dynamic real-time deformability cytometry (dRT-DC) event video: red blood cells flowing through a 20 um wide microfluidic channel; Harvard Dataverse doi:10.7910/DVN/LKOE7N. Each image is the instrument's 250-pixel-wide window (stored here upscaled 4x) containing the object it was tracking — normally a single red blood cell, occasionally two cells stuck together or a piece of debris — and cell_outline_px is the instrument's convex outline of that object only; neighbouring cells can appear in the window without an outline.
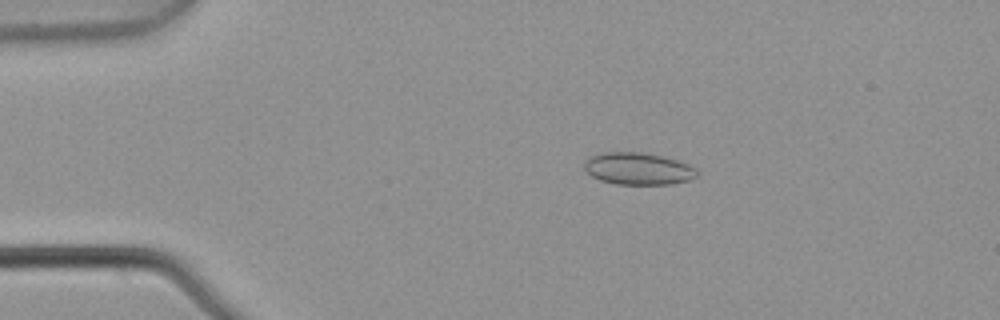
{"species": "common noctule bat (a hibernating species)", "species_latin": "Nyctalus noctula", "temperature_condition": "warm", "stored_images_in_passage": 6, "camera_frame_rate_fps": 3000, "um_per_image_px": 0.085, "animal": {"sex": "male", "body_mass_g": 21.5, "forearm_length_mm": 52.0}, "frame": {"image": 1, "passage_image": 3, "time_ms": 0.667, "image_size_px": [1000, 320], "cell_outline_px": [[696, 176], [688, 180], [668, 184], [616, 184], [600, 180], [592, 176], [584, 168], [584, 164], [592, 156], [604, 152], [640, 152], [660, 156], [676, 160], [688, 164], [696, 168]], "centroid_in_image_um": [54.23, 14.34], "position_along_channel_um": 30.8, "area_um2": 20.69}}
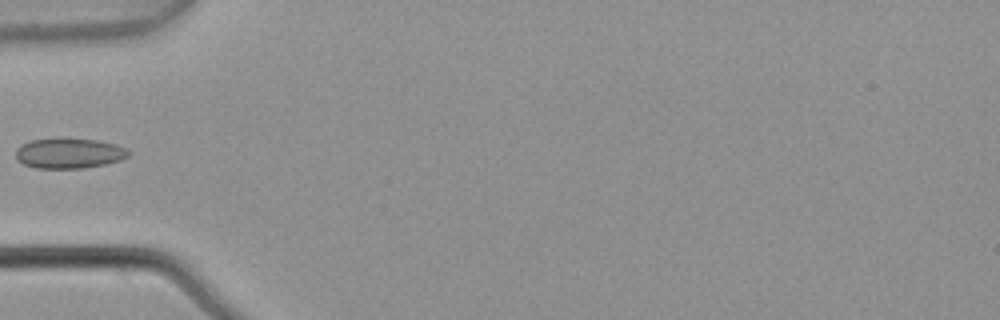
{"frame": {"image": 2, "passage_image": 5, "time_ms": 1.333, "image_size_px": [1000, 320], "cell_outline_px": [[132, 152], [128, 156], [120, 160], [104, 164], [84, 168], [36, 168], [24, 164], [16, 160], [16, 148], [32, 140], [96, 140], [116, 144]], "centroid_in_image_um": [5.89, 13.06], "position_along_channel_um": 79.1, "area_um2": 19.31}}
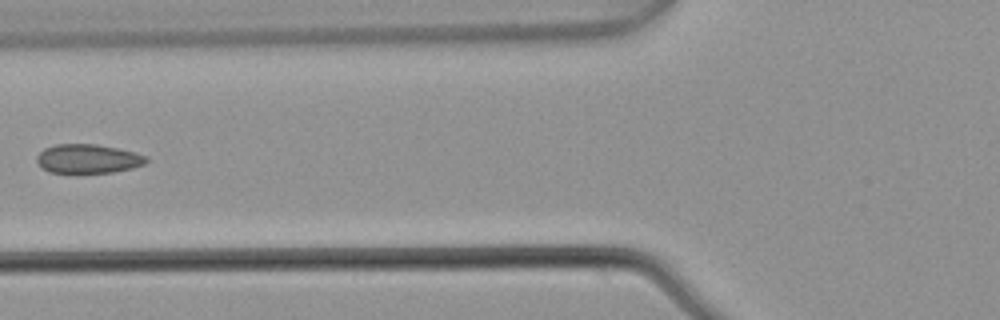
{"frame": {"image": 3, "passage_image": 6, "time_ms": 1.667, "image_size_px": [1000, 320], "cell_outline_px": [[148, 160], [144, 164], [132, 168], [112, 172], [48, 172], [40, 168], [36, 160], [36, 156], [44, 148], [56, 144], [96, 144], [116, 148], [148, 156]], "centroid_in_image_um": [7.44, 13.49], "position_along_channel_um": 118.4, "area_um2": 18.44}}